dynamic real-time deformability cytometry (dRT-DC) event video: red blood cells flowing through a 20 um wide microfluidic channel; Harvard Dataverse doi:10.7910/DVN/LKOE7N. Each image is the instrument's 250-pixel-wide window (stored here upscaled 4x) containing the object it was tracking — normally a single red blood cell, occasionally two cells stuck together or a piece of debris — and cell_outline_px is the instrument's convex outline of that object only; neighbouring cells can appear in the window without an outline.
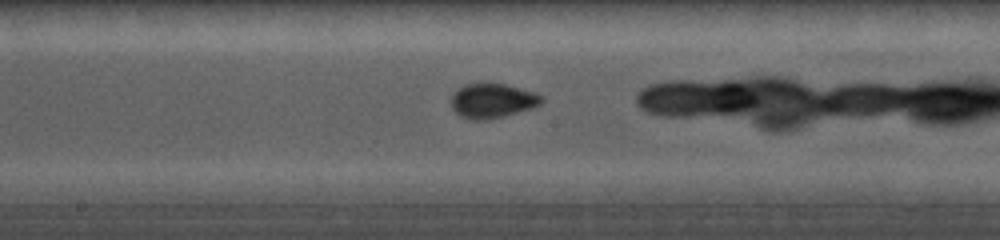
{"species": "common noctule bat (a hibernating species)", "species_latin": "Nyctalus noctula", "temperature_condition": "cold", "stored_images_in_passage": 20, "camera_frame_rate_fps": 5000, "um_per_image_px": 0.085, "animal": {"sex": "female", "body_mass_g": 19.0, "forearm_length_mm": 56.7}, "frame": {"image": 1, "passage_image": 6, "time_ms": 3.4, "image_size_px": [1000, 240], "cell_outline_px": [[544, 100], [540, 104], [532, 108], [504, 116], [484, 120], [468, 120], [460, 116], [452, 108], [452, 96], [464, 84], [504, 84], [536, 92], [544, 96]], "centroid_in_image_um": [41.89, 8.58], "position_along_channel_um": 206.3, "area_um2": 18.09}}